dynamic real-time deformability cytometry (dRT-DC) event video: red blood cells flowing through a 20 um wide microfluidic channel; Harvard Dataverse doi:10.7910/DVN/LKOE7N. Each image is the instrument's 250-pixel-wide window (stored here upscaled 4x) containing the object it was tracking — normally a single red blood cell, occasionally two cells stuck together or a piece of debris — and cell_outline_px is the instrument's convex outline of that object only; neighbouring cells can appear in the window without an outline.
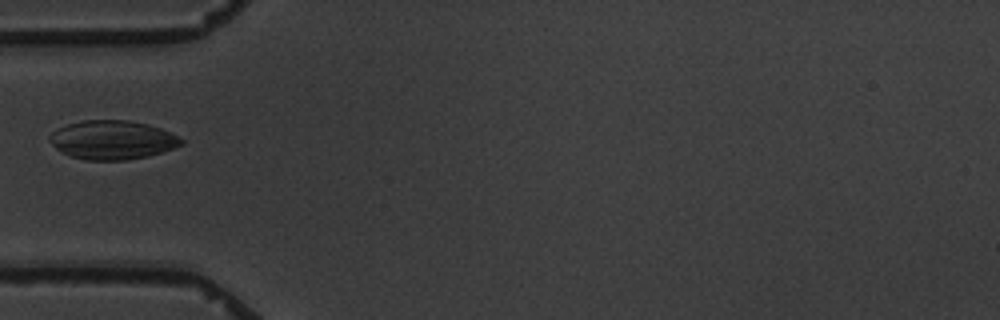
{"species": "common noctule bat (a hibernating species)", "species_latin": "Nyctalus noctula", "temperature_condition": "warm", "stored_images_in_passage": 10, "camera_frame_rate_fps": 3000, "um_per_image_px": 0.085, "animal": {"sex": "male", "body_mass_g": 19.5, "forearm_length_mm": 54.6}, "frame": {"image": 1, "passage_image": 6, "time_ms": 6.0, "image_size_px": [1000, 320], "cell_outline_px": [[184, 144], [148, 156], [128, 160], [88, 160], [72, 156], [60, 152], [48, 140], [48, 136], [56, 128], [68, 124], [84, 120], [128, 120], [148, 124], [160, 128], [184, 140]], "centroid_in_image_um": [9.52, 11.89], "position_along_channel_um": 75.5, "area_um2": 29.77}}
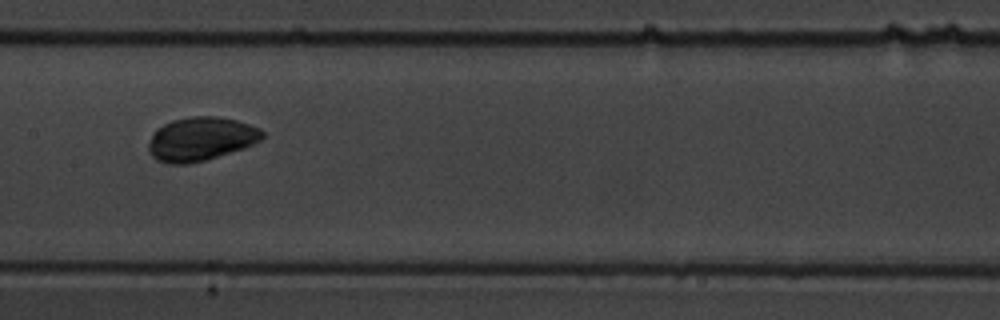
{"frame": {"image": 2, "passage_image": 9, "time_ms": 9.333, "image_size_px": [1000, 320], "cell_outline_px": [[264, 136], [260, 140], [244, 148], [204, 160], [188, 164], [168, 164], [156, 160], [148, 152], [148, 144], [156, 128], [172, 120], [192, 116], [216, 116], [236, 120], [260, 128], [264, 132]], "centroid_in_image_um": [17.05, 11.81], "position_along_channel_um": 190.4, "area_um2": 28.96}}
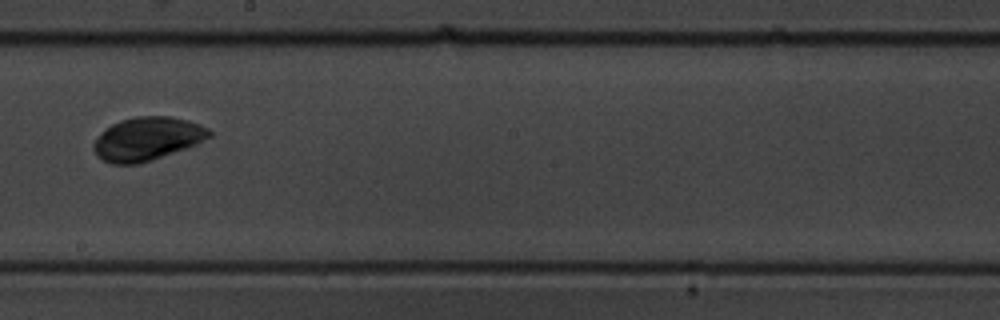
{"frame": {"image": 3, "passage_image": 10, "time_ms": 10.667, "image_size_px": [1000, 320], "cell_outline_px": [[212, 136], [188, 148], [140, 164], [112, 164], [96, 156], [92, 148], [92, 144], [104, 128], [120, 120], [136, 116], [172, 116], [188, 120], [200, 124], [208, 128], [212, 132]], "centroid_in_image_um": [12.51, 11.8], "position_along_channel_um": 235.7, "area_um2": 29.59}}